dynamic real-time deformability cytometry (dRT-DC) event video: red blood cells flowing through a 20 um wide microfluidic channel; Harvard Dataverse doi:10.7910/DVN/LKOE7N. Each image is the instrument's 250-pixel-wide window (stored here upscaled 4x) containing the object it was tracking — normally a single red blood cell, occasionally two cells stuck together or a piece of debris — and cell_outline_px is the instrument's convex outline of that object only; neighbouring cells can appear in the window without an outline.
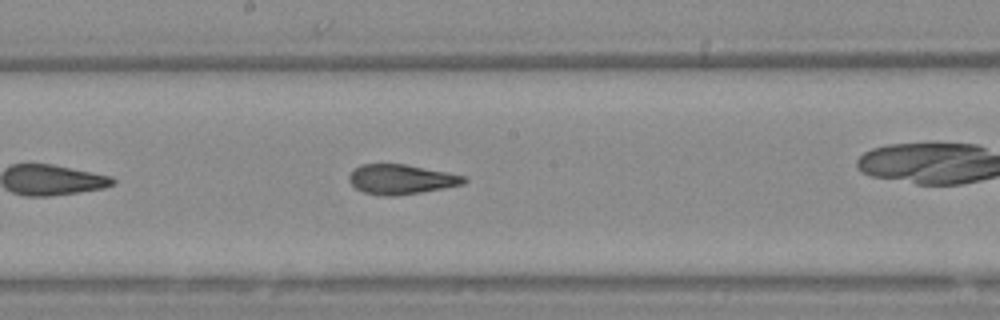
{"species": "Egyptian fruit bat (a non-hibernating species)", "species_latin": "Rousettus aegyptiacus", "temperature_condition": "warm", "stored_images_in_passage": 25, "camera_frame_rate_fps": 3000, "um_per_image_px": 0.085, "animal": {"sex": "female"}, "frame": {"image": 1, "passage_image": 15, "time_ms": 4.667, "image_size_px": [1000, 320], "cell_outline_px": [[468, 180], [464, 184], [444, 188], [396, 196], [380, 196], [364, 192], [356, 188], [348, 180], [348, 176], [360, 164], [404, 164], [448, 172], [464, 176]], "centroid_in_image_um": [34.1, 15.24], "position_along_channel_um": 214.1, "area_um2": 19.88}}